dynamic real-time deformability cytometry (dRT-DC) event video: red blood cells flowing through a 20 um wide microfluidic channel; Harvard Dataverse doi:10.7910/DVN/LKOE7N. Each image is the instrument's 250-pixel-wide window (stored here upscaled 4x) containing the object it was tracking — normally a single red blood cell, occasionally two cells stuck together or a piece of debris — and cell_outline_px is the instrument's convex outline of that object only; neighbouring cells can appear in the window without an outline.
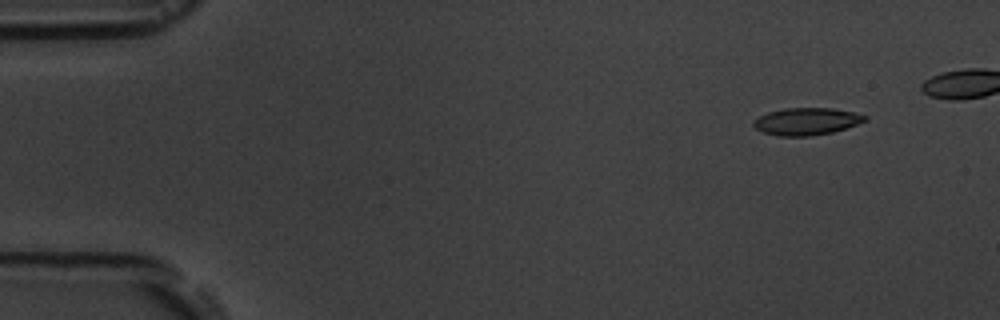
{"species": "common noctule bat (a hibernating species)", "species_latin": "Nyctalus noctula", "temperature_condition": "room temperature", "stored_images_in_passage": 6, "segment_of_instrument_passage": [2, 2], "camera_frame_rate_fps": 3000, "um_per_image_px": 0.085, "animal": {"sex": "male", "body_mass_g": 19.5, "forearm_length_mm": 54.6}, "frame": {"image": 1, "passage_image": 6, "time_ms": 6.667, "image_size_px": [1000, 320], "cell_outline_px": [[868, 120], [832, 132], [808, 136], [776, 136], [764, 132], [756, 128], [752, 124], [752, 120], [768, 112], [784, 108], [832, 108], [852, 112], [868, 116]], "centroid_in_image_um": [68.53, 10.31], "position_along_channel_um": 16.5, "area_um2": 17.57}}